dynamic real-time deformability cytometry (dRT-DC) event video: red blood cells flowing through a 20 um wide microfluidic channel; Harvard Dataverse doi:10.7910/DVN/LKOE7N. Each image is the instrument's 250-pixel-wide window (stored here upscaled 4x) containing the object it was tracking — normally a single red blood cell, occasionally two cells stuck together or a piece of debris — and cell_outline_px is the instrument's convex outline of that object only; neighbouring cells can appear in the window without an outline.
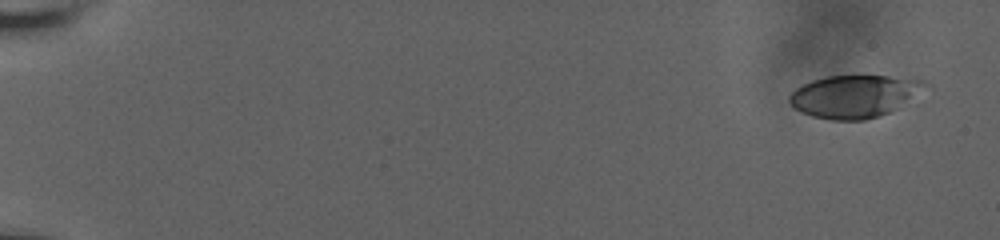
{"species": "human", "species_latin": "Homo sapiens", "temperature_condition": "room temperature", "stored_images_in_passage": 19, "camera_frame_rate_fps": 3000, "um_per_image_px": 0.085, "donor": {"sex": "male"}, "frame": {"image": 1, "passage_image": 1, "time_ms": 0.0, "image_size_px": [1000, 240], "cell_outline_px": [[932, 84], [896, 108], [888, 112], [864, 120], [832, 120], [812, 116], [800, 112], [788, 100], [788, 96], [796, 88], [812, 80], [828, 76], [888, 76], [924, 80]], "centroid_in_image_um": [72.61, 8.17], "position_along_channel_um": 12.4, "area_um2": 33.29}}
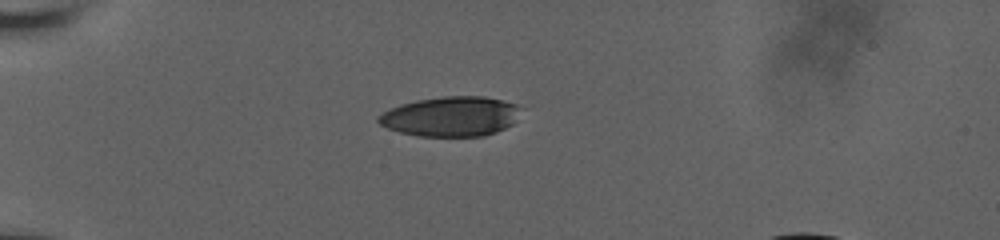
{"frame": {"image": 2, "passage_image": 11, "time_ms": 5.0, "image_size_px": [1000, 240], "cell_outline_px": [[524, 108], [512, 124], [496, 132], [484, 136], [416, 136], [400, 132], [388, 128], [380, 124], [376, 120], [376, 116], [400, 104], [416, 100], [444, 96], [484, 96], [516, 104]], "centroid_in_image_um": [38.33, 9.89], "position_along_channel_um": 46.7, "area_um2": 33.18}}
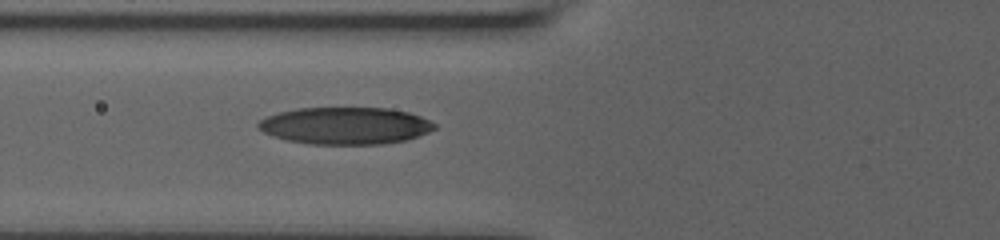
{"frame": {"image": 3, "passage_image": 19, "time_ms": 7.333, "image_size_px": [1000, 240], "cell_outline_px": [[436, 128], [428, 132], [408, 140], [384, 144], [308, 144], [288, 140], [272, 136], [264, 132], [256, 124], [260, 120], [268, 116], [280, 112], [296, 108], [388, 108], [408, 112], [420, 116], [436, 124]], "centroid_in_image_um": [29.37, 10.69], "position_along_channel_um": 96.4, "area_um2": 38.09}}